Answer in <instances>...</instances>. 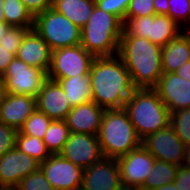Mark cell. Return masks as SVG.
Instances as JSON below:
<instances>
[{
	"mask_svg": "<svg viewBox=\"0 0 190 190\" xmlns=\"http://www.w3.org/2000/svg\"><path fill=\"white\" fill-rule=\"evenodd\" d=\"M92 101L104 109H122L135 89L118 54L95 57L90 68Z\"/></svg>",
	"mask_w": 190,
	"mask_h": 190,
	"instance_id": "obj_1",
	"label": "cell"
},
{
	"mask_svg": "<svg viewBox=\"0 0 190 190\" xmlns=\"http://www.w3.org/2000/svg\"><path fill=\"white\" fill-rule=\"evenodd\" d=\"M118 55L128 69L134 88H155L163 74L162 47L149 39L122 36Z\"/></svg>",
	"mask_w": 190,
	"mask_h": 190,
	"instance_id": "obj_2",
	"label": "cell"
},
{
	"mask_svg": "<svg viewBox=\"0 0 190 190\" xmlns=\"http://www.w3.org/2000/svg\"><path fill=\"white\" fill-rule=\"evenodd\" d=\"M124 110L141 140L170 124V111L154 88H135Z\"/></svg>",
	"mask_w": 190,
	"mask_h": 190,
	"instance_id": "obj_3",
	"label": "cell"
},
{
	"mask_svg": "<svg viewBox=\"0 0 190 190\" xmlns=\"http://www.w3.org/2000/svg\"><path fill=\"white\" fill-rule=\"evenodd\" d=\"M123 22L95 5L92 15L81 28L80 45L94 57L118 54Z\"/></svg>",
	"mask_w": 190,
	"mask_h": 190,
	"instance_id": "obj_4",
	"label": "cell"
},
{
	"mask_svg": "<svg viewBox=\"0 0 190 190\" xmlns=\"http://www.w3.org/2000/svg\"><path fill=\"white\" fill-rule=\"evenodd\" d=\"M98 139L104 157L118 159L142 144V140L122 109H105Z\"/></svg>",
	"mask_w": 190,
	"mask_h": 190,
	"instance_id": "obj_5",
	"label": "cell"
},
{
	"mask_svg": "<svg viewBox=\"0 0 190 190\" xmlns=\"http://www.w3.org/2000/svg\"><path fill=\"white\" fill-rule=\"evenodd\" d=\"M34 29L51 51L76 46L81 42V29L52 8L35 16Z\"/></svg>",
	"mask_w": 190,
	"mask_h": 190,
	"instance_id": "obj_6",
	"label": "cell"
},
{
	"mask_svg": "<svg viewBox=\"0 0 190 190\" xmlns=\"http://www.w3.org/2000/svg\"><path fill=\"white\" fill-rule=\"evenodd\" d=\"M182 31L183 29L168 15H152L125 19L122 36L146 38L164 47Z\"/></svg>",
	"mask_w": 190,
	"mask_h": 190,
	"instance_id": "obj_7",
	"label": "cell"
},
{
	"mask_svg": "<svg viewBox=\"0 0 190 190\" xmlns=\"http://www.w3.org/2000/svg\"><path fill=\"white\" fill-rule=\"evenodd\" d=\"M94 58L80 44L56 49L51 54V64L47 72L48 79L57 82L60 78L87 75L90 73Z\"/></svg>",
	"mask_w": 190,
	"mask_h": 190,
	"instance_id": "obj_8",
	"label": "cell"
},
{
	"mask_svg": "<svg viewBox=\"0 0 190 190\" xmlns=\"http://www.w3.org/2000/svg\"><path fill=\"white\" fill-rule=\"evenodd\" d=\"M9 94L28 95L36 98L48 75L42 69L31 67L17 57L8 65L2 75Z\"/></svg>",
	"mask_w": 190,
	"mask_h": 190,
	"instance_id": "obj_9",
	"label": "cell"
},
{
	"mask_svg": "<svg viewBox=\"0 0 190 190\" xmlns=\"http://www.w3.org/2000/svg\"><path fill=\"white\" fill-rule=\"evenodd\" d=\"M155 160L142 144L119 157L117 162L122 187L138 190L149 176Z\"/></svg>",
	"mask_w": 190,
	"mask_h": 190,
	"instance_id": "obj_10",
	"label": "cell"
},
{
	"mask_svg": "<svg viewBox=\"0 0 190 190\" xmlns=\"http://www.w3.org/2000/svg\"><path fill=\"white\" fill-rule=\"evenodd\" d=\"M40 169L55 190H77L82 187L83 169L60 154H52L40 163Z\"/></svg>",
	"mask_w": 190,
	"mask_h": 190,
	"instance_id": "obj_11",
	"label": "cell"
},
{
	"mask_svg": "<svg viewBox=\"0 0 190 190\" xmlns=\"http://www.w3.org/2000/svg\"><path fill=\"white\" fill-rule=\"evenodd\" d=\"M142 145L156 159L180 166L184 161L186 146L172 126L150 134L142 140Z\"/></svg>",
	"mask_w": 190,
	"mask_h": 190,
	"instance_id": "obj_12",
	"label": "cell"
},
{
	"mask_svg": "<svg viewBox=\"0 0 190 190\" xmlns=\"http://www.w3.org/2000/svg\"><path fill=\"white\" fill-rule=\"evenodd\" d=\"M59 154L82 169L103 157L98 136L72 132Z\"/></svg>",
	"mask_w": 190,
	"mask_h": 190,
	"instance_id": "obj_13",
	"label": "cell"
},
{
	"mask_svg": "<svg viewBox=\"0 0 190 190\" xmlns=\"http://www.w3.org/2000/svg\"><path fill=\"white\" fill-rule=\"evenodd\" d=\"M83 190H120L122 187L117 159L102 157L83 169Z\"/></svg>",
	"mask_w": 190,
	"mask_h": 190,
	"instance_id": "obj_14",
	"label": "cell"
},
{
	"mask_svg": "<svg viewBox=\"0 0 190 190\" xmlns=\"http://www.w3.org/2000/svg\"><path fill=\"white\" fill-rule=\"evenodd\" d=\"M39 168L38 161L14 147L0 157V187L16 188L21 179Z\"/></svg>",
	"mask_w": 190,
	"mask_h": 190,
	"instance_id": "obj_15",
	"label": "cell"
},
{
	"mask_svg": "<svg viewBox=\"0 0 190 190\" xmlns=\"http://www.w3.org/2000/svg\"><path fill=\"white\" fill-rule=\"evenodd\" d=\"M154 89L170 113L190 107V81L175 72L163 73Z\"/></svg>",
	"mask_w": 190,
	"mask_h": 190,
	"instance_id": "obj_16",
	"label": "cell"
},
{
	"mask_svg": "<svg viewBox=\"0 0 190 190\" xmlns=\"http://www.w3.org/2000/svg\"><path fill=\"white\" fill-rule=\"evenodd\" d=\"M37 109L51 120H65L72 109L63 88L56 81L47 79L36 97Z\"/></svg>",
	"mask_w": 190,
	"mask_h": 190,
	"instance_id": "obj_17",
	"label": "cell"
},
{
	"mask_svg": "<svg viewBox=\"0 0 190 190\" xmlns=\"http://www.w3.org/2000/svg\"><path fill=\"white\" fill-rule=\"evenodd\" d=\"M105 109L90 101L74 107L65 119L70 132L98 136Z\"/></svg>",
	"mask_w": 190,
	"mask_h": 190,
	"instance_id": "obj_18",
	"label": "cell"
},
{
	"mask_svg": "<svg viewBox=\"0 0 190 190\" xmlns=\"http://www.w3.org/2000/svg\"><path fill=\"white\" fill-rule=\"evenodd\" d=\"M51 54L49 45L33 28L23 38L16 57L25 64L47 73L51 64Z\"/></svg>",
	"mask_w": 190,
	"mask_h": 190,
	"instance_id": "obj_19",
	"label": "cell"
},
{
	"mask_svg": "<svg viewBox=\"0 0 190 190\" xmlns=\"http://www.w3.org/2000/svg\"><path fill=\"white\" fill-rule=\"evenodd\" d=\"M36 108V98L7 93L0 104V122L18 131Z\"/></svg>",
	"mask_w": 190,
	"mask_h": 190,
	"instance_id": "obj_20",
	"label": "cell"
},
{
	"mask_svg": "<svg viewBox=\"0 0 190 190\" xmlns=\"http://www.w3.org/2000/svg\"><path fill=\"white\" fill-rule=\"evenodd\" d=\"M163 73H173L190 61V30H183L162 47Z\"/></svg>",
	"mask_w": 190,
	"mask_h": 190,
	"instance_id": "obj_21",
	"label": "cell"
},
{
	"mask_svg": "<svg viewBox=\"0 0 190 190\" xmlns=\"http://www.w3.org/2000/svg\"><path fill=\"white\" fill-rule=\"evenodd\" d=\"M95 5V0H52V9L66 16L80 29L92 15Z\"/></svg>",
	"mask_w": 190,
	"mask_h": 190,
	"instance_id": "obj_22",
	"label": "cell"
},
{
	"mask_svg": "<svg viewBox=\"0 0 190 190\" xmlns=\"http://www.w3.org/2000/svg\"><path fill=\"white\" fill-rule=\"evenodd\" d=\"M57 82L63 88L71 108L92 101L89 74L75 75L72 78H60Z\"/></svg>",
	"mask_w": 190,
	"mask_h": 190,
	"instance_id": "obj_23",
	"label": "cell"
},
{
	"mask_svg": "<svg viewBox=\"0 0 190 190\" xmlns=\"http://www.w3.org/2000/svg\"><path fill=\"white\" fill-rule=\"evenodd\" d=\"M178 166L166 161L155 160L144 184L138 190H153L174 182Z\"/></svg>",
	"mask_w": 190,
	"mask_h": 190,
	"instance_id": "obj_24",
	"label": "cell"
},
{
	"mask_svg": "<svg viewBox=\"0 0 190 190\" xmlns=\"http://www.w3.org/2000/svg\"><path fill=\"white\" fill-rule=\"evenodd\" d=\"M5 22L12 27H34L35 17L21 0H4Z\"/></svg>",
	"mask_w": 190,
	"mask_h": 190,
	"instance_id": "obj_25",
	"label": "cell"
},
{
	"mask_svg": "<svg viewBox=\"0 0 190 190\" xmlns=\"http://www.w3.org/2000/svg\"><path fill=\"white\" fill-rule=\"evenodd\" d=\"M70 134L65 120H52L43 141L51 154H59Z\"/></svg>",
	"mask_w": 190,
	"mask_h": 190,
	"instance_id": "obj_26",
	"label": "cell"
},
{
	"mask_svg": "<svg viewBox=\"0 0 190 190\" xmlns=\"http://www.w3.org/2000/svg\"><path fill=\"white\" fill-rule=\"evenodd\" d=\"M15 147L34 158L39 163L44 162L52 154L42 139L17 132Z\"/></svg>",
	"mask_w": 190,
	"mask_h": 190,
	"instance_id": "obj_27",
	"label": "cell"
},
{
	"mask_svg": "<svg viewBox=\"0 0 190 190\" xmlns=\"http://www.w3.org/2000/svg\"><path fill=\"white\" fill-rule=\"evenodd\" d=\"M51 121L52 120L46 114L36 108L25 120L18 132L28 136H35L43 140Z\"/></svg>",
	"mask_w": 190,
	"mask_h": 190,
	"instance_id": "obj_28",
	"label": "cell"
},
{
	"mask_svg": "<svg viewBox=\"0 0 190 190\" xmlns=\"http://www.w3.org/2000/svg\"><path fill=\"white\" fill-rule=\"evenodd\" d=\"M170 125L183 144L190 145V107L171 112Z\"/></svg>",
	"mask_w": 190,
	"mask_h": 190,
	"instance_id": "obj_29",
	"label": "cell"
},
{
	"mask_svg": "<svg viewBox=\"0 0 190 190\" xmlns=\"http://www.w3.org/2000/svg\"><path fill=\"white\" fill-rule=\"evenodd\" d=\"M168 4V16L173 19L183 30H190L189 0H169Z\"/></svg>",
	"mask_w": 190,
	"mask_h": 190,
	"instance_id": "obj_30",
	"label": "cell"
},
{
	"mask_svg": "<svg viewBox=\"0 0 190 190\" xmlns=\"http://www.w3.org/2000/svg\"><path fill=\"white\" fill-rule=\"evenodd\" d=\"M34 27H10L5 35L0 40V45L9 49V52L12 53L15 57L18 52L19 47L23 41V38L30 29Z\"/></svg>",
	"mask_w": 190,
	"mask_h": 190,
	"instance_id": "obj_31",
	"label": "cell"
},
{
	"mask_svg": "<svg viewBox=\"0 0 190 190\" xmlns=\"http://www.w3.org/2000/svg\"><path fill=\"white\" fill-rule=\"evenodd\" d=\"M17 190H55L39 168L20 180Z\"/></svg>",
	"mask_w": 190,
	"mask_h": 190,
	"instance_id": "obj_32",
	"label": "cell"
},
{
	"mask_svg": "<svg viewBox=\"0 0 190 190\" xmlns=\"http://www.w3.org/2000/svg\"><path fill=\"white\" fill-rule=\"evenodd\" d=\"M131 0H95V4L107 13L114 14L122 22L126 17Z\"/></svg>",
	"mask_w": 190,
	"mask_h": 190,
	"instance_id": "obj_33",
	"label": "cell"
},
{
	"mask_svg": "<svg viewBox=\"0 0 190 190\" xmlns=\"http://www.w3.org/2000/svg\"><path fill=\"white\" fill-rule=\"evenodd\" d=\"M153 3L154 0H131L125 19L156 15Z\"/></svg>",
	"mask_w": 190,
	"mask_h": 190,
	"instance_id": "obj_34",
	"label": "cell"
},
{
	"mask_svg": "<svg viewBox=\"0 0 190 190\" xmlns=\"http://www.w3.org/2000/svg\"><path fill=\"white\" fill-rule=\"evenodd\" d=\"M17 130L0 122V157L15 147Z\"/></svg>",
	"mask_w": 190,
	"mask_h": 190,
	"instance_id": "obj_35",
	"label": "cell"
},
{
	"mask_svg": "<svg viewBox=\"0 0 190 190\" xmlns=\"http://www.w3.org/2000/svg\"><path fill=\"white\" fill-rule=\"evenodd\" d=\"M21 2L34 17L52 8V0H21Z\"/></svg>",
	"mask_w": 190,
	"mask_h": 190,
	"instance_id": "obj_36",
	"label": "cell"
},
{
	"mask_svg": "<svg viewBox=\"0 0 190 190\" xmlns=\"http://www.w3.org/2000/svg\"><path fill=\"white\" fill-rule=\"evenodd\" d=\"M174 183L178 190H190V168L178 166Z\"/></svg>",
	"mask_w": 190,
	"mask_h": 190,
	"instance_id": "obj_37",
	"label": "cell"
},
{
	"mask_svg": "<svg viewBox=\"0 0 190 190\" xmlns=\"http://www.w3.org/2000/svg\"><path fill=\"white\" fill-rule=\"evenodd\" d=\"M15 58V56L9 52V49L0 45V74L3 75L7 69L9 63Z\"/></svg>",
	"mask_w": 190,
	"mask_h": 190,
	"instance_id": "obj_38",
	"label": "cell"
},
{
	"mask_svg": "<svg viewBox=\"0 0 190 190\" xmlns=\"http://www.w3.org/2000/svg\"><path fill=\"white\" fill-rule=\"evenodd\" d=\"M169 0H154V9L156 15H168L169 11Z\"/></svg>",
	"mask_w": 190,
	"mask_h": 190,
	"instance_id": "obj_39",
	"label": "cell"
},
{
	"mask_svg": "<svg viewBox=\"0 0 190 190\" xmlns=\"http://www.w3.org/2000/svg\"><path fill=\"white\" fill-rule=\"evenodd\" d=\"M175 73L184 78L185 80L190 81V61L184 63L181 67H179Z\"/></svg>",
	"mask_w": 190,
	"mask_h": 190,
	"instance_id": "obj_40",
	"label": "cell"
},
{
	"mask_svg": "<svg viewBox=\"0 0 190 190\" xmlns=\"http://www.w3.org/2000/svg\"><path fill=\"white\" fill-rule=\"evenodd\" d=\"M7 94L6 83L3 76L0 74V104L5 99Z\"/></svg>",
	"mask_w": 190,
	"mask_h": 190,
	"instance_id": "obj_41",
	"label": "cell"
},
{
	"mask_svg": "<svg viewBox=\"0 0 190 190\" xmlns=\"http://www.w3.org/2000/svg\"><path fill=\"white\" fill-rule=\"evenodd\" d=\"M183 166L190 168V145L186 146Z\"/></svg>",
	"mask_w": 190,
	"mask_h": 190,
	"instance_id": "obj_42",
	"label": "cell"
},
{
	"mask_svg": "<svg viewBox=\"0 0 190 190\" xmlns=\"http://www.w3.org/2000/svg\"><path fill=\"white\" fill-rule=\"evenodd\" d=\"M153 190H178V188L175 186V183H169V184H165L161 187L155 188Z\"/></svg>",
	"mask_w": 190,
	"mask_h": 190,
	"instance_id": "obj_43",
	"label": "cell"
},
{
	"mask_svg": "<svg viewBox=\"0 0 190 190\" xmlns=\"http://www.w3.org/2000/svg\"><path fill=\"white\" fill-rule=\"evenodd\" d=\"M10 27L11 26L8 25L6 22H0V40L2 39V37L5 35V33Z\"/></svg>",
	"mask_w": 190,
	"mask_h": 190,
	"instance_id": "obj_44",
	"label": "cell"
},
{
	"mask_svg": "<svg viewBox=\"0 0 190 190\" xmlns=\"http://www.w3.org/2000/svg\"><path fill=\"white\" fill-rule=\"evenodd\" d=\"M3 5H4V0H0V22H5Z\"/></svg>",
	"mask_w": 190,
	"mask_h": 190,
	"instance_id": "obj_45",
	"label": "cell"
},
{
	"mask_svg": "<svg viewBox=\"0 0 190 190\" xmlns=\"http://www.w3.org/2000/svg\"><path fill=\"white\" fill-rule=\"evenodd\" d=\"M0 190H17L16 188L0 187Z\"/></svg>",
	"mask_w": 190,
	"mask_h": 190,
	"instance_id": "obj_46",
	"label": "cell"
}]
</instances>
